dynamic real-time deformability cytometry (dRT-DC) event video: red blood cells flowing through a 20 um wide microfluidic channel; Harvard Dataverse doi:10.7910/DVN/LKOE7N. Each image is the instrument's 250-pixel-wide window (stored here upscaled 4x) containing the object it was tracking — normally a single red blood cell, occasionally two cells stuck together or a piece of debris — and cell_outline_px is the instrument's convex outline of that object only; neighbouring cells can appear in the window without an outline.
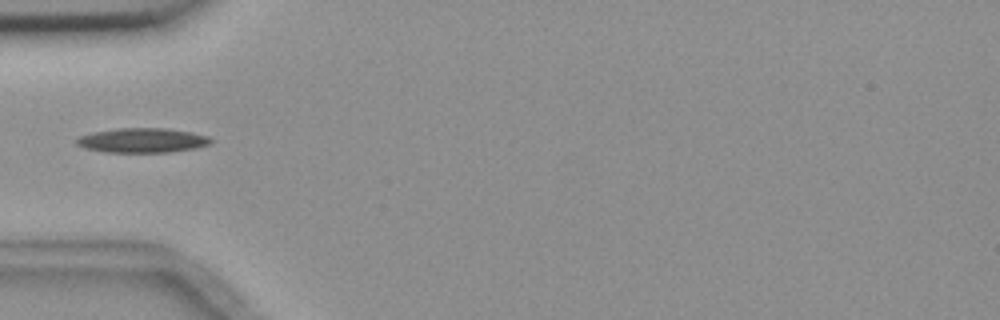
{"species": "common noctule bat (a hibernating species)", "species_latin": "Nyctalus noctula", "temperature_condition": "room temperature", "stored_images_in_passage": 7, "camera_frame_rate_fps": 3000, "um_per_image_px": 0.085, "animal": {"sex": "female", "body_mass_g": 18.4}, "frame": {"image": 1, "passage_image": 4, "time_ms": 4.333, "image_size_px": [1000, 320], "cell_outline_px": [[212, 140], [208, 144], [196, 148], [168, 152], [104, 152], [88, 148], [76, 144], [76, 140], [80, 136], [92, 132], [120, 128], [168, 128], [208, 136]], "centroid_in_image_um": [12.09, 11.93], "position_along_channel_um": 72.9, "area_um2": 18.96}}
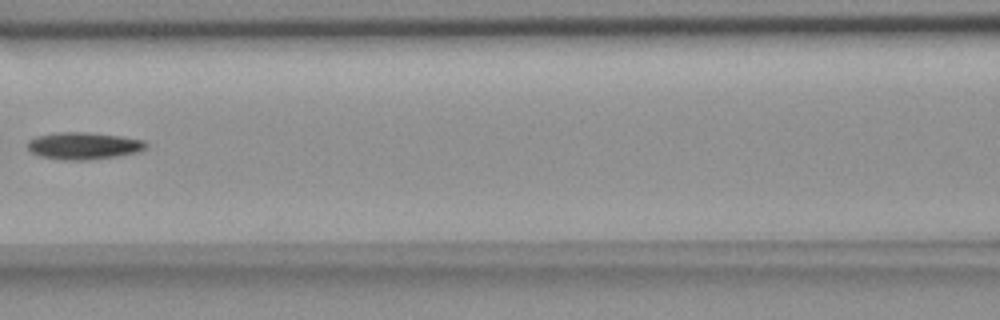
{"frame": {"image": 2, "passage_image": 6, "time_ms": 6.667, "image_size_px": [1000, 320], "cell_outline_px": [[148, 144], [140, 152], [116, 156], [88, 160], [64, 160], [40, 156], [32, 152], [28, 148], [28, 140], [36, 136], [56, 132], [88, 132], [120, 136], [144, 140]], "centroid_in_image_um": [7.11, 12.39], "position_along_channel_um": 159.5, "area_um2": 18.73}}
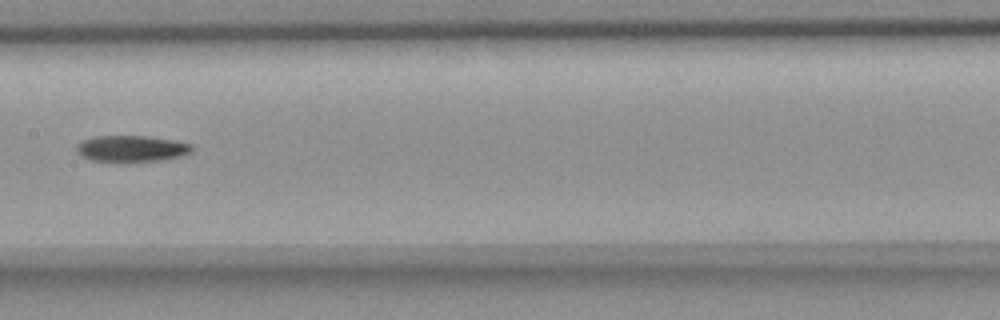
{"frame": {"image": 3, "passage_image": 7, "time_ms": 7.667, "image_size_px": [1000, 320], "cell_outline_px": [[192, 152], [180, 156], [160, 160], [92, 160], [80, 156], [76, 152], [76, 144], [80, 140], [92, 136], [148, 136], [176, 140], [192, 144]], "centroid_in_image_um": [11.15, 12.59], "position_along_channel_um": 196.3, "area_um2": 17.51}}